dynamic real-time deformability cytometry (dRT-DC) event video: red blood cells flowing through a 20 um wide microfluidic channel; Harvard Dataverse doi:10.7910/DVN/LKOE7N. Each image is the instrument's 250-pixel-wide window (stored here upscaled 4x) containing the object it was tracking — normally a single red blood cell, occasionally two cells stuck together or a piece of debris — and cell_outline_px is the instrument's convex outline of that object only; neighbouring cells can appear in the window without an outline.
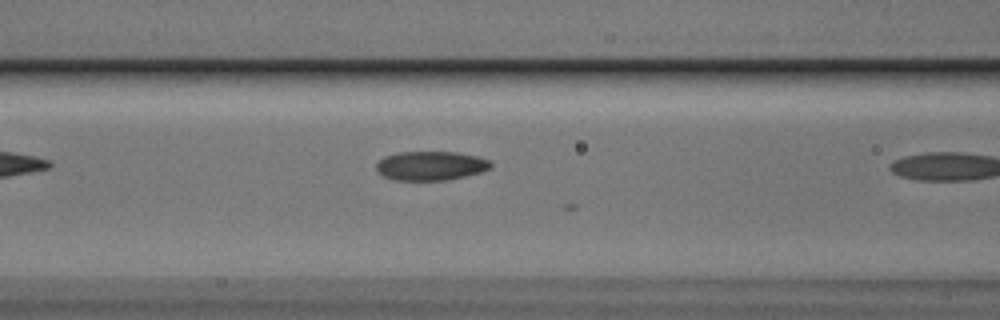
{"species": "Egyptian fruit bat (a non-hibernating species)", "species_latin": "Rousettus aegyptiacus", "temperature_condition": "cold", "stored_images_in_passage": 8, "camera_frame_rate_fps": 3000, "um_per_image_px": 0.085, "animal": {"sex": "male"}, "frame": {"image": 1, "passage_image": 7, "time_ms": 2.0, "image_size_px": [1000, 320], "cell_outline_px": [[492, 168], [480, 172], [464, 176], [444, 180], [396, 180], [384, 176], [376, 168], [376, 164], [384, 156], [396, 152], [460, 152], [476, 156], [488, 160], [492, 164]], "centroid_in_image_um": [36.61, 14.08], "position_along_channel_um": 130.0, "area_um2": 19.31}}